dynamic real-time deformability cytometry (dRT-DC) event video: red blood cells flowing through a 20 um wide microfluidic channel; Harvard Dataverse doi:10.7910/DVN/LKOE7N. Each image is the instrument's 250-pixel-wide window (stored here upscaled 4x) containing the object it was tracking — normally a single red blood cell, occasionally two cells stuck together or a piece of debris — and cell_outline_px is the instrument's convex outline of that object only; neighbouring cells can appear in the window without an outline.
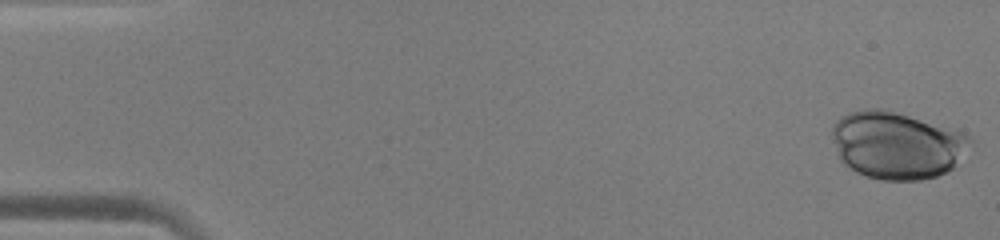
{"species": "human", "species_latin": "Homo sapiens", "temperature_condition": "warm", "stored_images_in_passage": 52, "camera_frame_rate_fps": 3000, "um_per_image_px": 0.085, "donor": {"sex": "male"}, "frame": {"image": 1, "passage_image": 1, "time_ms": 0.0, "image_size_px": [1000, 240], "cell_outline_px": [[972, 144], [952, 168], [948, 172], [936, 176], [920, 180], [880, 180], [856, 172], [844, 164], [840, 160], [832, 136], [832, 124], [840, 116], [848, 112], [868, 108], [880, 108], [908, 116], [960, 132], [972, 136]], "centroid_in_image_um": [76.2, 12.35], "position_along_channel_um": 8.8, "area_um2": 53.81}}
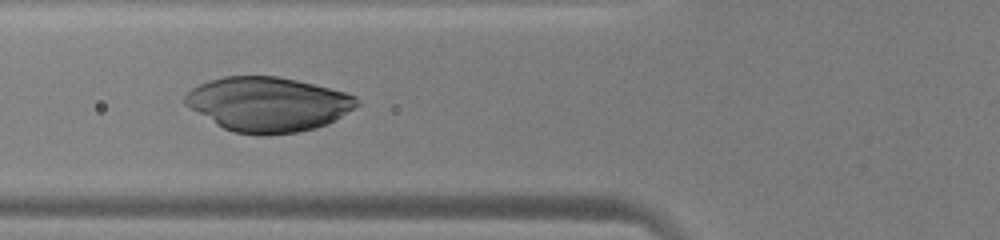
{"frame": {"image": 2, "passage_image": 20, "time_ms": 6.333, "image_size_px": [1000, 240], "cell_outline_px": [[360, 104], [328, 124], [316, 128], [296, 132], [264, 136], [232, 132], [216, 124], [184, 104], [184, 96], [192, 88], [208, 80], [224, 76], [276, 76], [296, 80], [344, 92], [356, 96]], "centroid_in_image_um": [22.76, 8.87], "position_along_channel_um": 103.0, "area_um2": 54.45}}
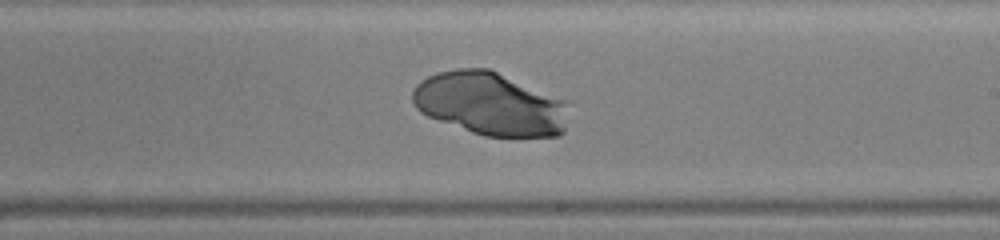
{"frame": {"image": 3, "passage_image": 31, "time_ms": 10.0, "image_size_px": [1000, 240], "cell_outline_px": [[564, 132], [560, 136], [484, 136], [472, 132], [428, 116], [420, 112], [416, 108], [412, 100], [412, 92], [416, 84], [420, 80], [436, 72], [456, 68], [488, 68], [564, 100]], "centroid_in_image_um": [41.57, 8.81], "position_along_channel_um": 247.4, "area_um2": 56.7}}